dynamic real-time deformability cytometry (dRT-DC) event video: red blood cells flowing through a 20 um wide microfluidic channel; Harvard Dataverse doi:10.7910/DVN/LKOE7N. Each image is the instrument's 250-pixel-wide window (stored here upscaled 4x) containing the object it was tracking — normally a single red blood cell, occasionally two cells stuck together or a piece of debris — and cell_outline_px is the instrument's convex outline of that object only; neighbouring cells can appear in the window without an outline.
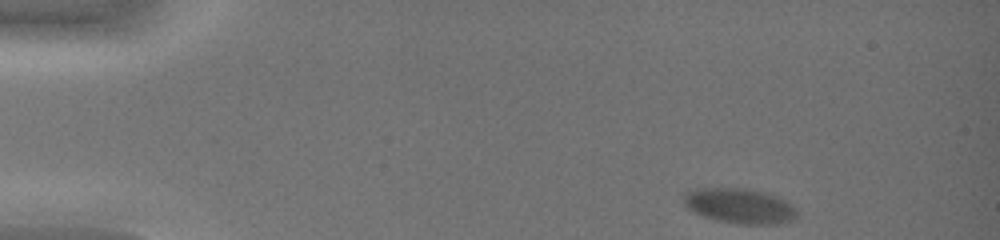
{"species": "common noctule bat (a hibernating species)", "species_latin": "Nyctalus noctula", "temperature_condition": "warm", "stored_images_in_passage": 43, "camera_frame_rate_fps": 3000, "um_per_image_px": 0.085, "animal": {"sex": "female", "body_mass_g": 19.0, "forearm_length_mm": 51.5}, "frame": {"image": 1, "passage_image": 1, "time_ms": 0.0, "image_size_px": [1000, 240], "cell_outline_px": [[796, 216], [792, 220], [776, 224], [740, 224], [720, 220], [704, 216], [688, 208], [684, 204], [684, 192], [696, 188], [740, 188], [768, 192], [784, 200], [796, 212]], "centroid_in_image_um": [62.83, 17.48], "position_along_channel_um": 22.2, "area_um2": 22.77}}
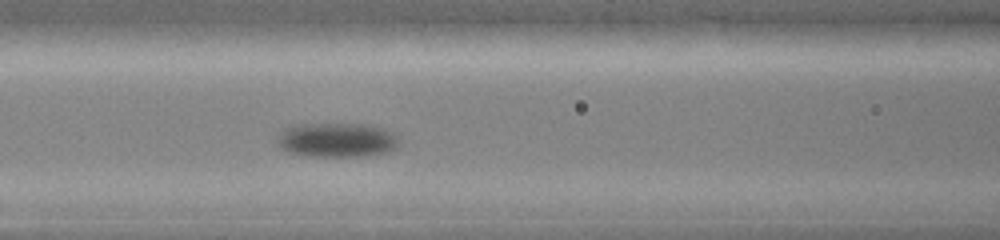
{"frame": {"image": 2, "passage_image": 17, "time_ms": 5.333, "image_size_px": [1000, 240], "cell_outline_px": [[400, 140], [396, 148], [388, 152], [356, 156], [312, 156], [288, 152], [280, 148], [276, 144], [276, 140], [284, 128], [292, 124], [368, 124], [384, 128], [392, 132]], "centroid_in_image_um": [28.61, 11.88], "position_along_channel_um": 138.0, "area_um2": 24.57}}
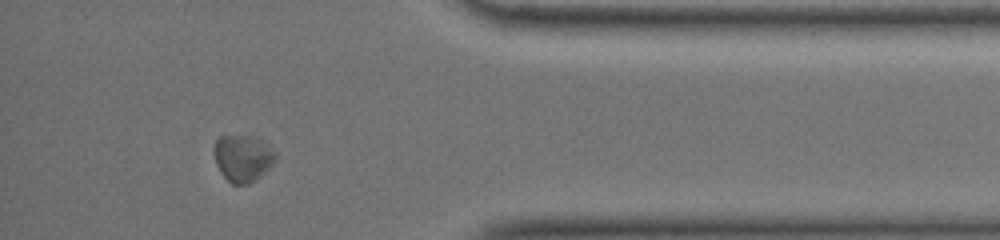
{"frame": {"image": 3, "passage_image": 38, "time_ms": 12.333, "image_size_px": [1000, 240], "cell_outline_px": [[276, 160], [260, 176], [248, 184], [232, 184], [220, 172], [216, 164], [216, 140], [220, 136], [248, 136], [260, 140], [268, 144], [276, 152]], "centroid_in_image_um": [20.67, 13.45], "position_along_channel_um": 414.5, "area_um2": 16.36}}